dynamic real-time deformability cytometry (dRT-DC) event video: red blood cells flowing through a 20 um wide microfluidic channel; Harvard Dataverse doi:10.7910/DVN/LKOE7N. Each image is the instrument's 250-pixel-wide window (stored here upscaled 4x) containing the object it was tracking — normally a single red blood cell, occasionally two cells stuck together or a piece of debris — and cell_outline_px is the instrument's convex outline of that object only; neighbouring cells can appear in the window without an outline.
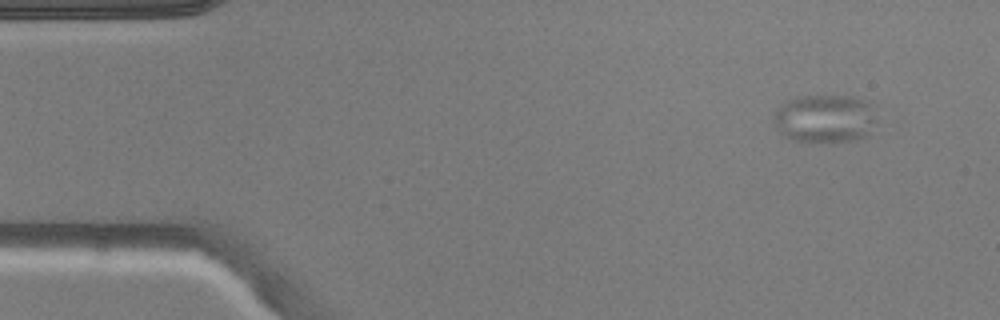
{"species": "common noctule bat (a hibernating species)", "species_latin": "Nyctalus noctula", "temperature_condition": "warm", "stored_images_in_passage": 4, "camera_frame_rate_fps": 3000, "um_per_image_px": 0.085, "animal": {"sex": "male", "body_mass_g": 20.5, "forearm_length_mm": 52.5}, "frame": {"image": 1, "passage_image": 1, "time_ms": 0.0, "image_size_px": [1000, 320], "cell_outline_px": [[876, 120], [868, 132], [864, 136], [856, 140], [832, 144], [792, 140], [784, 136], [780, 132], [772, 120], [772, 116], [776, 108], [788, 100], [800, 96], [852, 96], [868, 100]], "centroid_in_image_um": [70.08, 10.1], "position_along_channel_um": 14.9, "area_um2": 29.42}}